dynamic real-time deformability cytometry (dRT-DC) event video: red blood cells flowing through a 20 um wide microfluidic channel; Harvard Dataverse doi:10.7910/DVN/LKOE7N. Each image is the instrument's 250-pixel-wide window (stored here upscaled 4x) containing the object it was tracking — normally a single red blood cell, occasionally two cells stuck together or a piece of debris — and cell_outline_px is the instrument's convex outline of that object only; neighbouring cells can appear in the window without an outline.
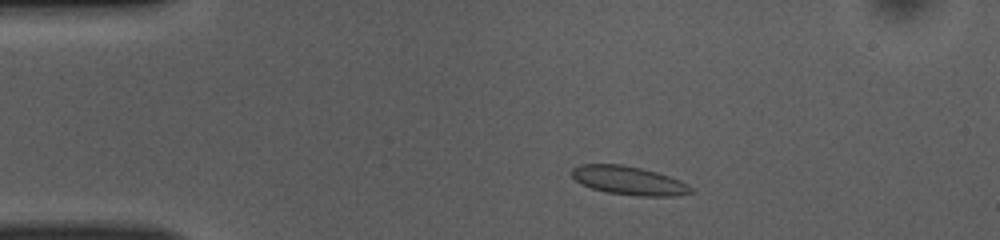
{"species": "common noctule bat (a hibernating species)", "species_latin": "Nyctalus noctula", "temperature_condition": "room temperature", "stored_images_in_passage": 46, "camera_frame_rate_fps": 3000, "um_per_image_px": 0.085, "animal": {"sex": "female", "body_mass_g": 10.0, "forearm_length_mm": 53.1}, "frame": {"image": 1, "passage_image": 5, "time_ms": 1.333, "image_size_px": [1000, 240], "cell_outline_px": [[692, 192], [672, 196], [640, 196], [608, 192], [592, 188], [580, 184], [572, 176], [572, 168], [580, 164], [620, 164], [640, 168], [656, 172], [680, 180], [688, 184], [692, 188]], "centroid_in_image_um": [53.42, 15.34], "position_along_channel_um": 31.6, "area_um2": 19.65}}
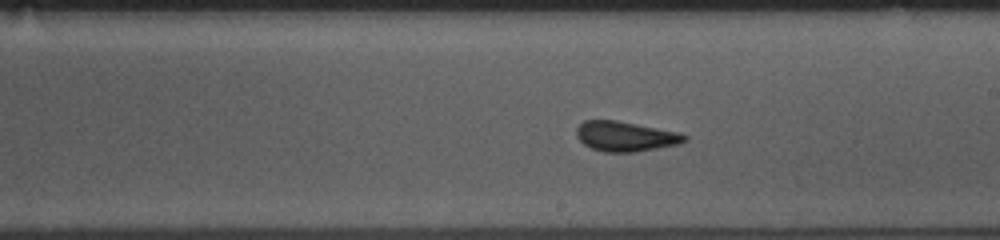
{"frame": {"image": 2, "passage_image": 24, "time_ms": 7.667, "image_size_px": [1000, 240], "cell_outline_px": [[688, 140], [680, 144], [636, 152], [604, 152], [592, 148], [584, 144], [576, 136], [576, 128], [584, 120], [616, 120], [680, 132], [688, 136]], "centroid_in_image_um": [53.19, 11.59], "position_along_channel_um": 235.8, "area_um2": 19.02}}
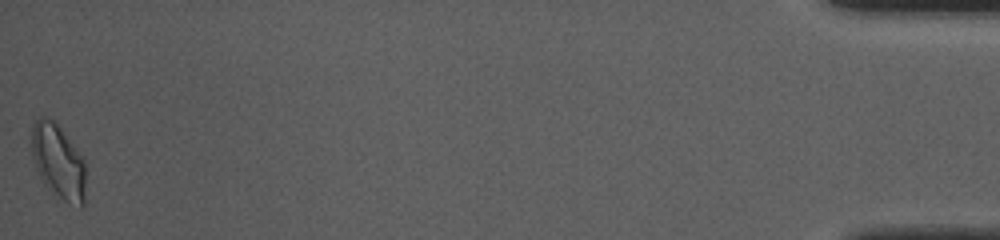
{"frame": {"image": 3, "passage_image": 46, "time_ms": 15.0, "image_size_px": [1000, 240], "cell_outline_px": [[84, 204], [80, 208], [68, 204], [48, 188], [44, 184], [40, 176], [32, 156], [32, 124], [40, 116], [48, 116], [60, 128], [84, 160]], "centroid_in_image_um": [4.94, 13.75], "position_along_channel_um": 430.3, "area_um2": 23.12}, "authors_computed_cell_mechanics": {"area_um2": 18.9584, "velocity_mm_per_s": 3.9321, "shape_relaxation_time_tau1_ms": null, "shape_relaxation_time_tau2_ms": 0.8967, "deformation_change_tau1": null, "deformation_change_tau2": 0.0421}}